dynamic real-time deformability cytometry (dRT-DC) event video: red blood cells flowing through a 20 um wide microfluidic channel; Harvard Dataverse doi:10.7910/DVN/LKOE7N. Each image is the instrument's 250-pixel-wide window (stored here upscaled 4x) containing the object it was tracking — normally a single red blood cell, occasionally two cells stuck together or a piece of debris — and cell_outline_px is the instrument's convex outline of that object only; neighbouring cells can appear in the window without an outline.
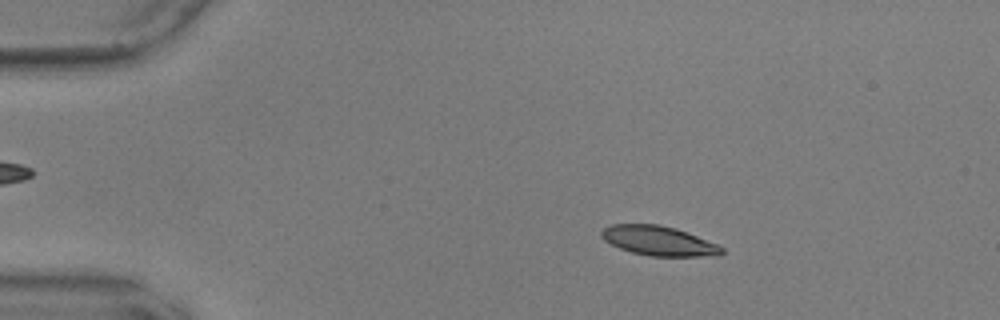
{"species": "common noctule bat (a hibernating species)", "species_latin": "Nyctalus noctula", "temperature_condition": "warm", "stored_images_in_passage": 56, "camera_frame_rate_fps": 3000, "um_per_image_px": 0.085, "animal": {"sex": "male", "body_mass_g": 17.9, "forearm_length_mm": 54.2}, "frame": {"image": 1, "passage_image": 10, "time_ms": 3.0, "image_size_px": [1000, 320], "cell_outline_px": [[724, 252], [720, 256], [652, 256], [632, 252], [620, 248], [604, 240], [600, 236], [600, 232], [604, 228], [612, 224], [660, 224], [676, 228], [716, 244], [724, 248]], "centroid_in_image_um": [55.99, 20.47], "position_along_channel_um": 29.0, "area_um2": 20.63}}
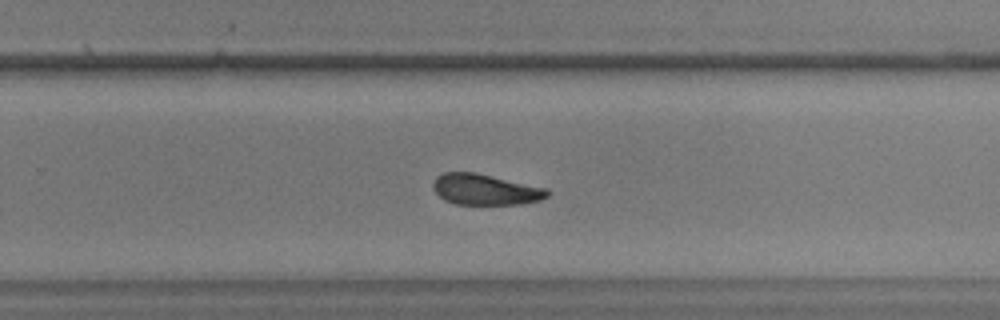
{"frame": {"image": 2, "passage_image": 37, "time_ms": 12.0, "image_size_px": [1000, 320], "cell_outline_px": [[552, 192], [548, 196], [540, 200], [520, 204], [456, 204], [444, 200], [432, 188], [432, 184], [436, 176], [444, 172], [476, 172], [548, 188]], "centroid_in_image_um": [41.27, 16.1], "position_along_channel_um": 288.5, "area_um2": 20.75}}
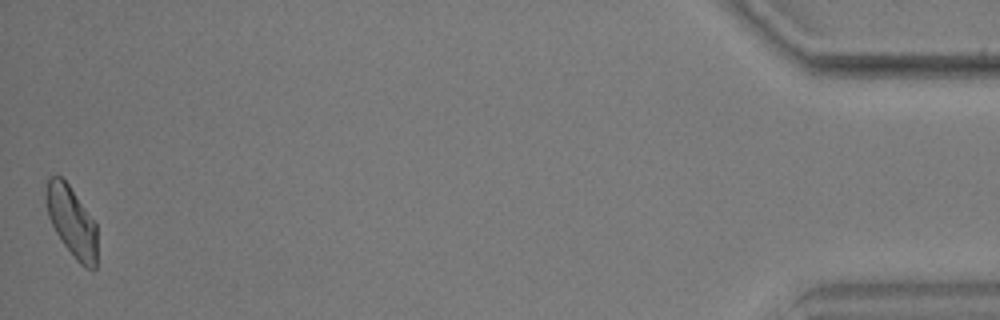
{"frame": {"image": 3, "passage_image": 56, "time_ms": 18.333, "image_size_px": [1000, 320], "cell_outline_px": [[96, 268], [84, 268], [76, 260], [64, 244], [56, 232], [48, 216], [44, 196], [44, 192], [48, 176], [60, 176], [68, 184], [96, 224]], "centroid_in_image_um": [6.06, 18.81], "position_along_channel_um": 429.1, "area_um2": 20.75}, "authors_computed_cell_mechanics": {"area_um2": 21.2993, "velocity_mm_per_s": 3.5934, "shape_relaxation_time_tau1_ms": 7.7548, "shape_relaxation_time_tau2_ms": 4.0876, "deformation_change_tau1": 0.1642, "deformation_change_tau2": 0.1032}}